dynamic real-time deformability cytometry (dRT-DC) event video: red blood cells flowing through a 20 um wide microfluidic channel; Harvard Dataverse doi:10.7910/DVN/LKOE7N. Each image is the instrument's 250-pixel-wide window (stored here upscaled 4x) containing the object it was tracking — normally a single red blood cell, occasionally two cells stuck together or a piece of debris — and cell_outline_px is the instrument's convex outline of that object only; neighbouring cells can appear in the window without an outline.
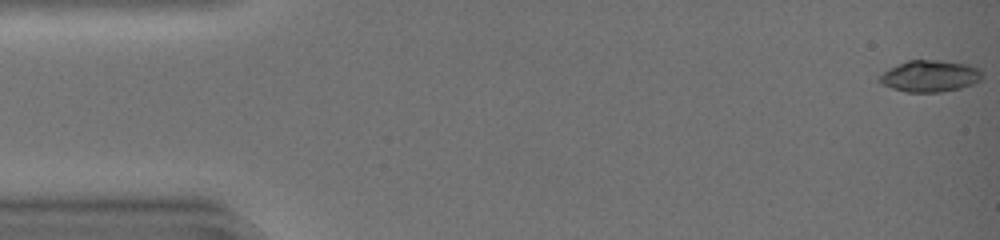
{"species": "common noctule bat (a hibernating species)", "species_latin": "Nyctalus noctula", "temperature_condition": "warm", "stored_images_in_passage": 47, "camera_frame_rate_fps": 3000, "um_per_image_px": 0.085, "animal": {"sex": "female", "body_mass_g": 19.0, "forearm_length_mm": 51.5}, "frame": {"image": 1, "passage_image": 1, "time_ms": 0.0, "image_size_px": [1000, 240], "cell_outline_px": [[984, 76], [980, 80], [972, 84], [960, 88], [940, 92], [908, 92], [892, 88], [876, 80], [876, 76], [888, 68], [908, 60], [940, 60], [968, 64], [980, 68]], "centroid_in_image_um": [79.03, 6.45], "position_along_channel_um": 6.0, "area_um2": 19.13}}
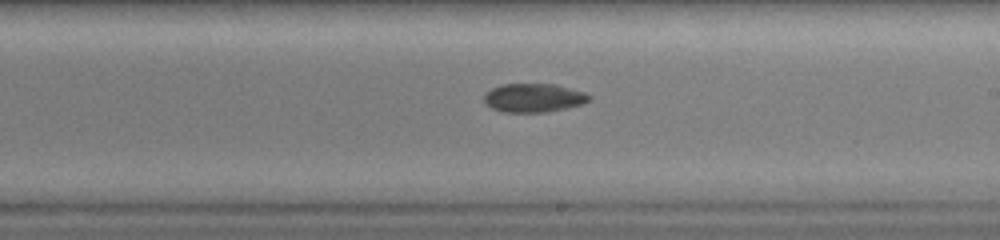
{"frame": {"image": 2, "passage_image": 28, "time_ms": 9.0, "image_size_px": [1000, 240], "cell_outline_px": [[592, 100], [568, 108], [548, 112], [504, 112], [492, 108], [484, 104], [484, 92], [500, 84], [556, 84], [584, 92], [592, 96]], "centroid_in_image_um": [45.35, 8.31], "position_along_channel_um": 243.6, "area_um2": 17.8}}
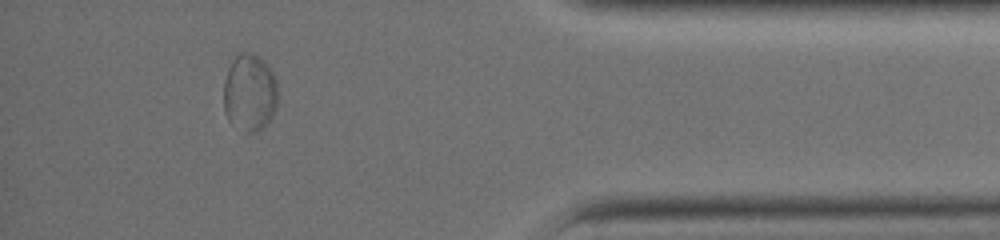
{"frame": {"image": 3, "passage_image": 42, "time_ms": 13.667, "image_size_px": [1000, 240], "cell_outline_px": [[276, 108], [272, 116], [256, 132], [244, 132], [228, 120], [224, 112], [224, 80], [228, 68], [236, 52], [248, 52], [260, 56], [268, 64], [276, 80]], "centroid_in_image_um": [21.19, 7.83], "position_along_channel_um": 414.0, "area_um2": 24.51}}